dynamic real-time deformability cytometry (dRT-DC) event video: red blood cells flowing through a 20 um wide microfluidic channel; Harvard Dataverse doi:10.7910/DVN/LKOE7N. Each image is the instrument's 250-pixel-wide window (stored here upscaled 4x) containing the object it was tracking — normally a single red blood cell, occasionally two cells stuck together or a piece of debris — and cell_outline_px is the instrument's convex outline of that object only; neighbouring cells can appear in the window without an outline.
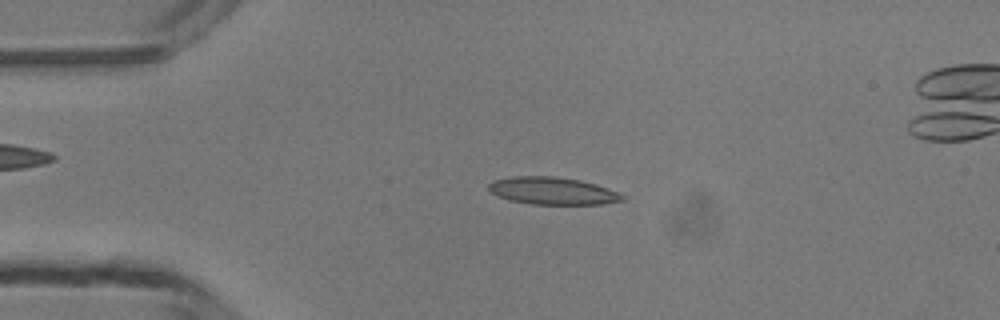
{"species": "common noctule bat (a hibernating species)", "species_latin": "Nyctalus noctula", "temperature_condition": "room temperature", "stored_images_in_passage": 48, "camera_frame_rate_fps": 3000, "um_per_image_px": 0.085, "animal": {"sex": "male", "body_mass_g": 13.3}, "frame": {"image": 1, "passage_image": 10, "time_ms": 3.0, "image_size_px": [1000, 320], "cell_outline_px": [[624, 200], [604, 204], [532, 204], [508, 200], [496, 196], [488, 188], [488, 184], [492, 180], [512, 176], [552, 176], [580, 180], [596, 184], [620, 192], [624, 196]], "centroid_in_image_um": [46.96, 16.22], "position_along_channel_um": 38.0, "area_um2": 21.5}}
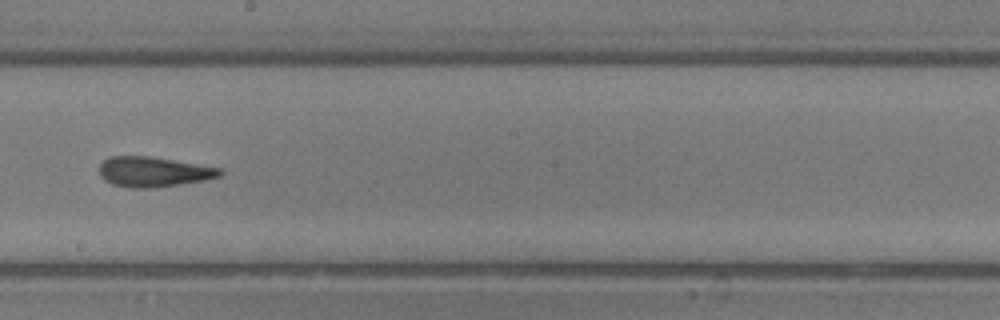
{"frame": {"image": 2, "passage_image": 26, "time_ms": 8.333, "image_size_px": [1000, 320], "cell_outline_px": [[224, 172], [220, 176], [204, 180], [156, 188], [128, 188], [112, 184], [104, 180], [100, 176], [100, 164], [104, 160], [112, 156], [148, 156], [224, 168]], "centroid_in_image_um": [13.07, 14.61], "position_along_channel_um": 235.1, "area_um2": 21.27}}
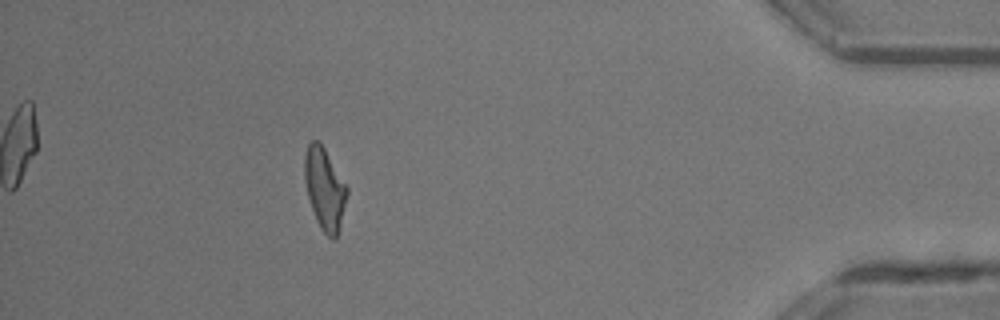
{"frame": {"image": 3, "passage_image": 42, "time_ms": 13.667, "image_size_px": [1000, 320], "cell_outline_px": [[348, 192], [336, 240], [332, 240], [324, 232], [316, 220], [308, 196], [304, 180], [304, 156], [308, 144], [312, 140], [320, 140], [348, 188]], "centroid_in_image_um": [27.58, 16.01], "position_along_channel_um": 407.6, "area_um2": 20.11}, "authors_computed_cell_mechanics": {"area_um2": 20.6635, "velocity_mm_per_s": 4.2885, "shape_relaxation_time_tau1_ms": null, "shape_relaxation_time_tau2_ms": 0.6153, "deformation_change_tau1": null, "deformation_change_tau2": 0.0956}}